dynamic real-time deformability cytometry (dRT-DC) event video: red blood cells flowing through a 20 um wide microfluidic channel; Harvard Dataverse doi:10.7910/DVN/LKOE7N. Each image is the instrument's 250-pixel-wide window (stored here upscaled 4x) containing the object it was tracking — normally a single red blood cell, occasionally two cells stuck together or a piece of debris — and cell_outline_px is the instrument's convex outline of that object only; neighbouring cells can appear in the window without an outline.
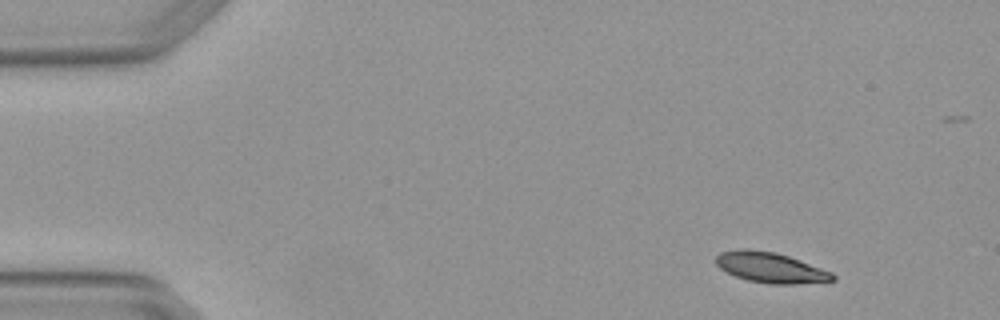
{"species": "Egyptian fruit bat (a non-hibernating species)", "species_latin": "Rousettus aegyptiacus", "temperature_condition": "warm", "stored_images_in_passage": 4, "camera_frame_rate_fps": 3000, "um_per_image_px": 0.085, "animal": {"sex": "female"}, "frame": {"image": 1, "passage_image": 1, "time_ms": 0.0, "image_size_px": [1000, 320], "cell_outline_px": [[836, 280], [796, 284], [768, 284], [748, 280], [736, 276], [720, 268], [716, 264], [716, 256], [720, 252], [744, 248], [748, 248], [776, 252], [788, 256], [832, 272], [836, 276]], "centroid_in_image_um": [65.49, 22.74], "position_along_channel_um": 19.5, "area_um2": 20.63}}